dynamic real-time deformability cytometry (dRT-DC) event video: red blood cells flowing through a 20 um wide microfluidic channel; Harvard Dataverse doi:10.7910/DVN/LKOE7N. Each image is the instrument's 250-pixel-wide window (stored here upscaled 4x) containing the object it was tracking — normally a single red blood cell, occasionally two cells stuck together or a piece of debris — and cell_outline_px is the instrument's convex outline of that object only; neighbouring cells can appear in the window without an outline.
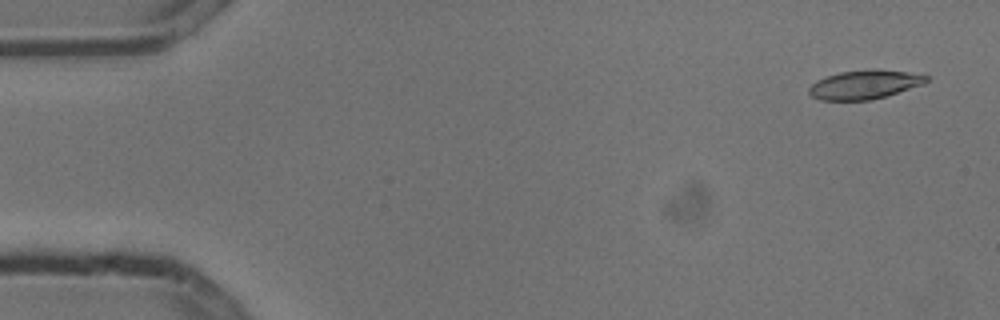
{"species": "common noctule bat (a hibernating species)", "species_latin": "Nyctalus noctula", "temperature_condition": "cold", "stored_images_in_passage": 2, "camera_frame_rate_fps": 3000, "um_per_image_px": 0.085, "animal": {"sex": "male", "body_mass_g": 13.3}, "frame": {"image": 1, "passage_image": 2, "time_ms": 0.333, "image_size_px": [1000, 320], "cell_outline_px": [[928, 80], [924, 84], [872, 100], [820, 100], [812, 96], [808, 92], [808, 88], [816, 80], [840, 72], [872, 68], [904, 72], [928, 76]], "centroid_in_image_um": [73.46, 7.19], "position_along_channel_um": 11.5, "area_um2": 19.65}}